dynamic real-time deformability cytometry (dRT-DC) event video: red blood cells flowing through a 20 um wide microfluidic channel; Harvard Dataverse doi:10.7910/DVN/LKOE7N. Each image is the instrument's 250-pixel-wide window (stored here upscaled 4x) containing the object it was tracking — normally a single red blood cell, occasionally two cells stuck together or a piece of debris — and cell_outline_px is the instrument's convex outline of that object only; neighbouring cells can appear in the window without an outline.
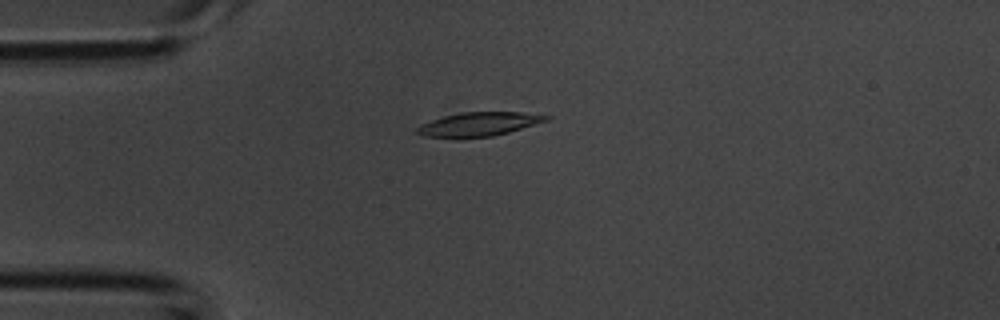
{"species": "common noctule bat (a hibernating species)", "species_latin": "Nyctalus noctula", "temperature_condition": "room temperature", "stored_images_in_passage": 4, "camera_frame_rate_fps": 3000, "um_per_image_px": 0.085, "animal": {"sex": "male", "body_mass_g": 20.1, "forearm_length_mm": 53.5}, "frame": {"image": 1, "passage_image": 4, "time_ms": 1.0, "image_size_px": [1000, 320], "cell_outline_px": [[552, 116], [548, 120], [508, 132], [492, 136], [460, 140], [456, 140], [420, 136], [416, 132], [416, 128], [420, 124], [444, 116], [460, 112], [520, 112]], "centroid_in_image_um": [40.59, 10.59], "position_along_channel_um": 44.4, "area_um2": 18.5}}